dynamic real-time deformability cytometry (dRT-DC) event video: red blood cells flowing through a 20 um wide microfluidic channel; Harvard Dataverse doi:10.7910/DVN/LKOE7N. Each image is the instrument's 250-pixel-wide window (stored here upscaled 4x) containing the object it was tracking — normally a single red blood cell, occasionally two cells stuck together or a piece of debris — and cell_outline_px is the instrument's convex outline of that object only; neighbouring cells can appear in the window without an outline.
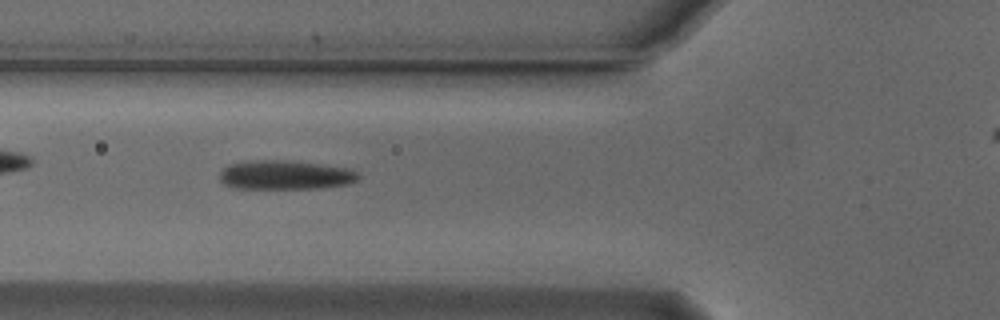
{"species": "Egyptian fruit bat (a non-hibernating species)", "species_latin": "Rousettus aegyptiacus", "temperature_condition": "cold", "stored_images_in_passage": 23, "camera_frame_rate_fps": 3000, "um_per_image_px": 0.085, "animal": {"sex": "male"}, "frame": {"image": 1, "passage_image": 4, "time_ms": 1.0, "image_size_px": [1000, 320], "cell_outline_px": [[360, 176], [356, 180], [348, 184], [320, 188], [236, 188], [224, 184], [220, 180], [220, 172], [228, 164], [260, 160], [280, 160], [316, 164], [348, 168], [356, 172]], "centroid_in_image_um": [24.23, 14.88], "position_along_channel_um": 101.6, "area_um2": 23.12}}
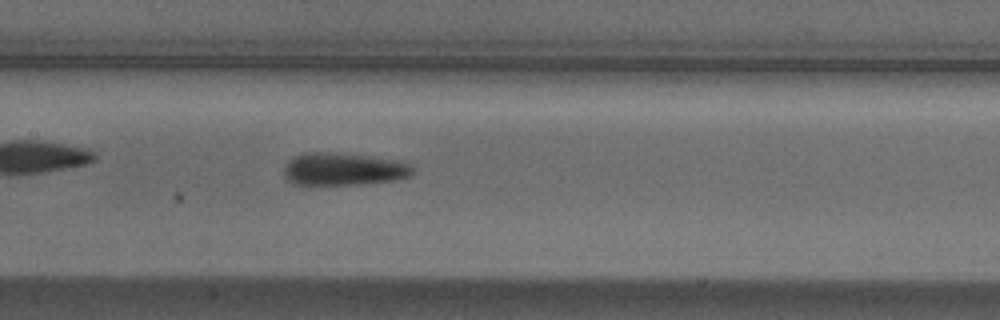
{"frame": {"image": 2, "passage_image": 10, "time_ms": 3.0, "image_size_px": [1000, 320], "cell_outline_px": [[416, 172], [412, 176], [396, 180], [360, 184], [312, 188], [308, 188], [292, 184], [284, 176], [284, 164], [292, 156], [304, 152], [336, 152], [400, 160], [408, 164]], "centroid_in_image_um": [29.11, 14.42], "position_along_channel_um": 178.3, "area_um2": 25.84}}
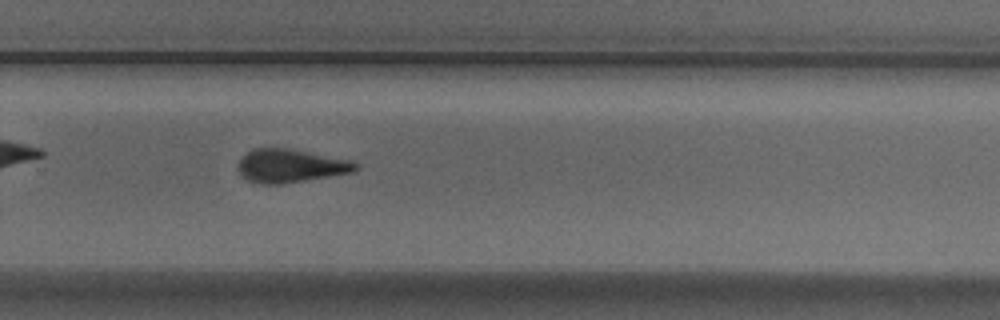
{"frame": {"image": 3, "passage_image": 20, "time_ms": 6.333, "image_size_px": [1000, 320], "cell_outline_px": [[360, 168], [356, 172], [280, 184], [260, 184], [248, 180], [240, 176], [236, 168], [240, 160], [252, 148], [288, 148], [352, 160], [360, 164]], "centroid_in_image_um": [24.72, 14.1], "position_along_channel_um": 305.1, "area_um2": 23.12}}